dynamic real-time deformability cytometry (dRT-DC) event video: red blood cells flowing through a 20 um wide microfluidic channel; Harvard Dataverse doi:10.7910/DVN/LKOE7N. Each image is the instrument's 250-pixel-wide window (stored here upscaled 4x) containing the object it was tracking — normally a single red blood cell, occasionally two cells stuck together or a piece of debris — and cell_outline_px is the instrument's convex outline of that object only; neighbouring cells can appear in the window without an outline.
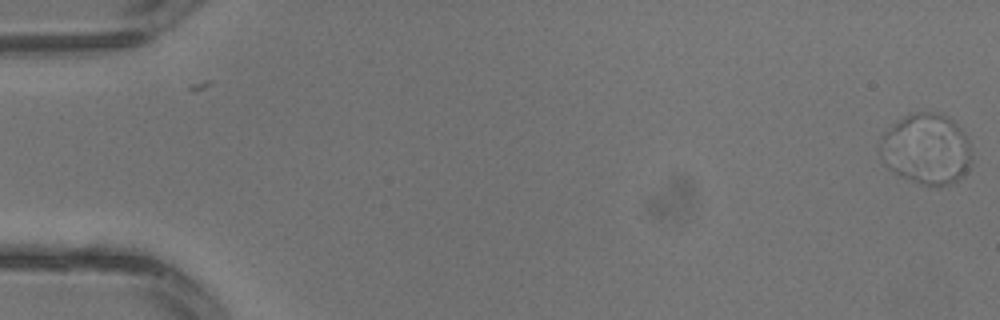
{"species": "common noctule bat (a hibernating species)", "species_latin": "Nyctalus noctula", "temperature_condition": "warm", "stored_images_in_passage": 4, "camera_frame_rate_fps": 3000, "um_per_image_px": 0.085, "animal": {"sex": "male", "body_mass_g": 13.3}, "frame": {"image": 1, "passage_image": 1, "time_ms": 0.0, "image_size_px": [1000, 320], "cell_outline_px": [[972, 156], [968, 168], [964, 176], [948, 184], [920, 184], [900, 176], [888, 168], [884, 164], [880, 156], [880, 136], [896, 120], [908, 112], [932, 112], [948, 116], [960, 128], [968, 140]], "centroid_in_image_um": [78.7, 12.63], "position_along_channel_um": 6.3, "area_um2": 37.97}}
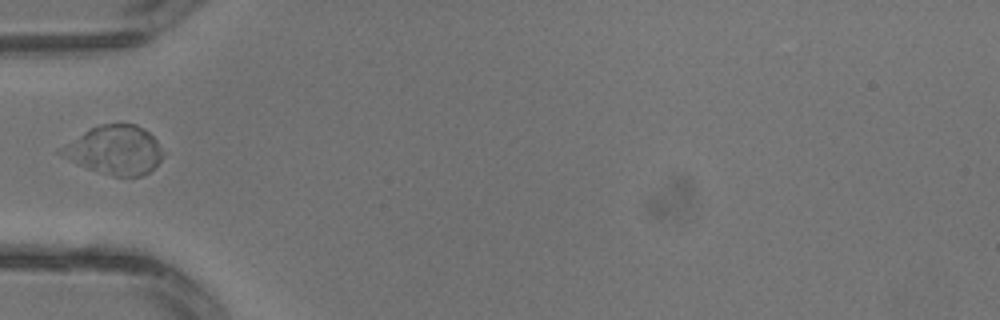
{"frame": {"image": 2, "passage_image": 4, "time_ms": 1.0, "image_size_px": [1000, 320], "cell_outline_px": [[164, 156], [148, 172], [140, 176], [112, 176], [88, 168], [56, 152], [60, 148], [84, 132], [100, 124], [136, 124], [144, 128], [156, 140]], "centroid_in_image_um": [9.77, 12.74], "position_along_channel_um": 75.2, "area_um2": 28.32}}